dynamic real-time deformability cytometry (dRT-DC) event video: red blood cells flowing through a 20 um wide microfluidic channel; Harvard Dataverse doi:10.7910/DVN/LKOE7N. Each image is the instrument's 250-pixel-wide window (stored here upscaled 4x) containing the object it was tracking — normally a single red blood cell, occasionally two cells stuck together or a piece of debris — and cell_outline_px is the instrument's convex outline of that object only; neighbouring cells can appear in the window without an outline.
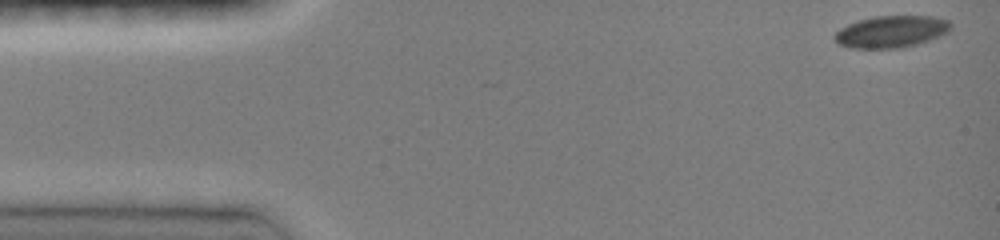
{"species": "common noctule bat (a hibernating species)", "species_latin": "Nyctalus noctula", "temperature_condition": "room temperature", "stored_images_in_passage": 47, "camera_frame_rate_fps": 3000, "um_per_image_px": 0.085, "animal": {"sex": "female", "body_mass_g": 19.0, "forearm_length_mm": 51.5}, "frame": {"image": 1, "passage_image": 1, "time_ms": 0.0, "image_size_px": [1000, 240], "cell_outline_px": [[952, 28], [948, 32], [940, 36], [904, 48], [852, 48], [836, 44], [832, 36], [840, 28], [848, 24], [860, 20], [876, 16], [932, 16], [948, 20], [952, 24]], "centroid_in_image_um": [75.75, 2.69], "position_along_channel_um": 9.3, "area_um2": 21.73}}
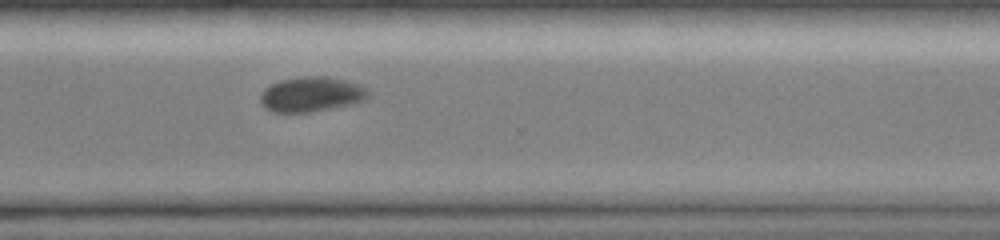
{"frame": {"image": 2, "passage_image": 35, "time_ms": 11.333, "image_size_px": [1000, 240], "cell_outline_px": [[372, 96], [364, 100], [352, 104], [308, 112], [272, 112], [264, 108], [260, 104], [260, 96], [264, 88], [280, 80], [308, 76], [324, 76], [344, 80], [360, 84], [368, 88], [372, 92]], "centroid_in_image_um": [26.5, 8.02], "position_along_channel_um": 344.1, "area_um2": 22.14}}
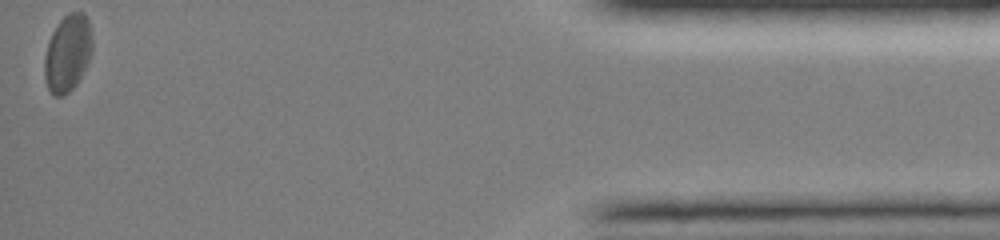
{"frame": {"image": 3, "passage_image": 47, "time_ms": 15.333, "image_size_px": [1000, 240], "cell_outline_px": [[92, 52], [76, 84], [64, 96], [52, 96], [48, 88], [44, 76], [44, 56], [48, 40], [52, 32], [60, 20], [68, 12], [84, 12], [88, 20], [92, 32]], "centroid_in_image_um": [5.73, 4.5], "position_along_channel_um": 429.5, "area_um2": 21.56}, "authors_computed_cell_mechanics": {"area_um2": 22.1374, "velocity_mm_per_s": 3.9498, "shape_relaxation_time_tau1_ms": 2.4465, "shape_relaxation_time_tau2_ms": 3.446, "deformation_change_tau1": 0.0786, "deformation_change_tau2": 0.0451}}